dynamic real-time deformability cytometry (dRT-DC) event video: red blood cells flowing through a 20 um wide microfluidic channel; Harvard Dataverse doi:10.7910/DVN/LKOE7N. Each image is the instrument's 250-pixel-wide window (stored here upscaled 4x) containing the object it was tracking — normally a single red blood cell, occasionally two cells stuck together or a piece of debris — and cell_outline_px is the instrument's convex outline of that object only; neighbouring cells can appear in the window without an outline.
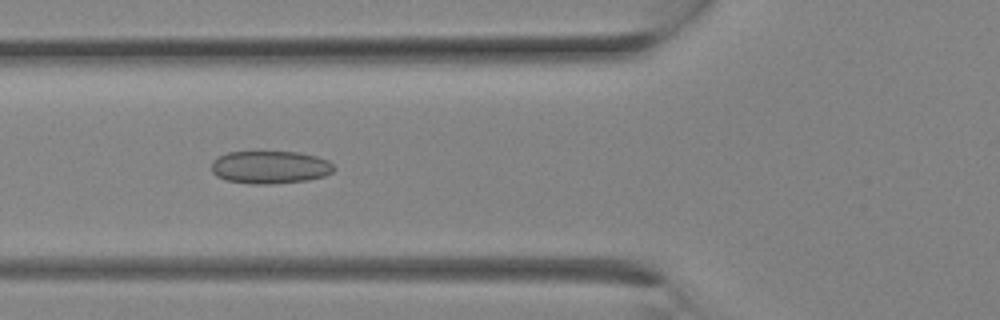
{"species": "Egyptian fruit bat (a non-hibernating species)", "species_latin": "Rousettus aegyptiacus", "temperature_condition": "room temperature", "stored_images_in_passage": 18, "camera_frame_rate_fps": 3000, "um_per_image_px": 0.085, "animal": {"sex": "female"}, "frame": {"image": 1, "passage_image": 10, "time_ms": 3.0, "image_size_px": [1000, 320], "cell_outline_px": [[336, 168], [332, 172], [324, 176], [308, 180], [268, 184], [252, 184], [228, 180], [216, 176], [212, 172], [212, 160], [216, 156], [228, 152], [256, 148], [300, 152], [316, 156], [328, 160]], "centroid_in_image_um": [22.92, 14.15], "position_along_channel_um": 102.9, "area_um2": 24.51}}
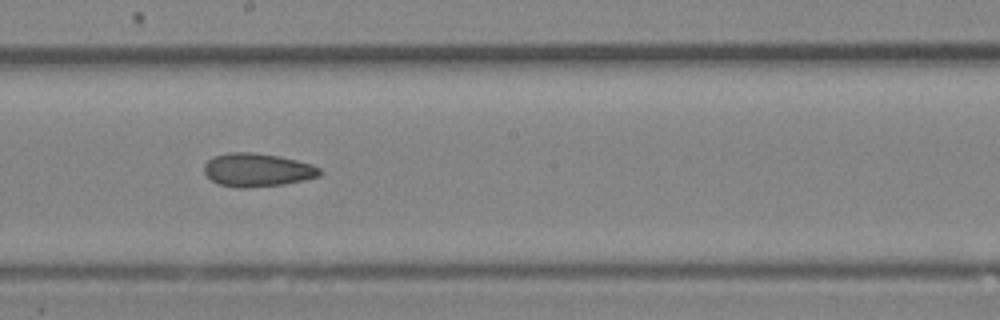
{"frame": {"image": 2, "passage_image": 15, "time_ms": 4.667, "image_size_px": [1000, 320], "cell_outline_px": [[320, 176], [304, 180], [284, 184], [248, 188], [236, 188], [220, 184], [212, 180], [204, 172], [204, 164], [208, 160], [216, 156], [228, 152], [252, 152], [280, 156], [312, 164], [320, 168]], "centroid_in_image_um": [21.88, 14.45], "position_along_channel_um": 226.3, "area_um2": 22.48}}
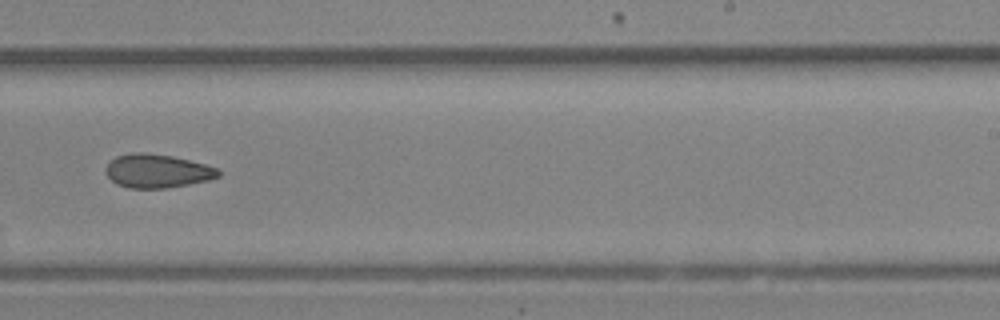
{"frame": {"image": 3, "passage_image": 17, "time_ms": 5.333, "image_size_px": [1000, 320], "cell_outline_px": [[220, 176], [208, 180], [168, 188], [128, 188], [116, 184], [104, 172], [108, 164], [116, 156], [132, 152], [144, 152], [172, 156], [220, 168]], "centroid_in_image_um": [13.36, 14.53], "position_along_channel_um": 275.6, "area_um2": 22.08}}